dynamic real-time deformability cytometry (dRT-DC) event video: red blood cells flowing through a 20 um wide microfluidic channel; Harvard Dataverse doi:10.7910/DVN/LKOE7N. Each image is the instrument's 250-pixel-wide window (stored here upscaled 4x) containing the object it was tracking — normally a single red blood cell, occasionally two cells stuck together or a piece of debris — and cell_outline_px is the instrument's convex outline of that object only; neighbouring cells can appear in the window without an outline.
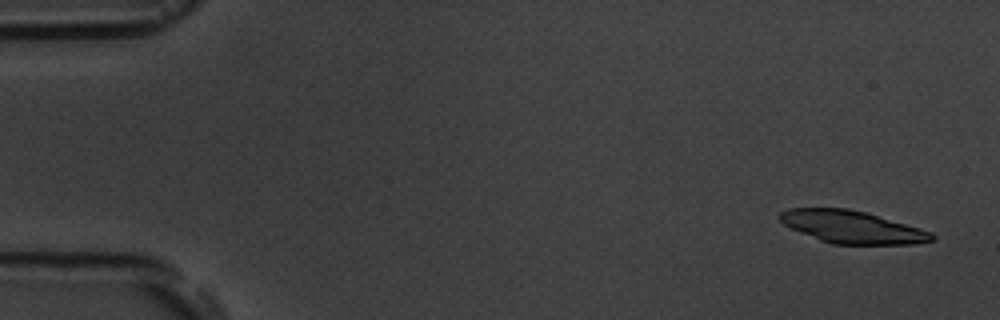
{"species": "common noctule bat (a hibernating species)", "species_latin": "Nyctalus noctula", "temperature_condition": "room temperature", "stored_images_in_passage": 5, "camera_frame_rate_fps": 3000, "um_per_image_px": 0.085, "animal": {"sex": "male", "body_mass_g": 19.5, "forearm_length_mm": 54.6}, "frame": {"image": 1, "passage_image": 1, "time_ms": 0.0, "image_size_px": [1000, 320], "cell_outline_px": [[936, 236], [932, 240], [916, 244], [832, 244], [820, 240], [800, 232], [784, 224], [776, 216], [780, 212], [788, 208], [848, 208], [864, 212], [920, 228], [932, 232]], "centroid_in_image_um": [72.4, 19.29], "position_along_channel_um": 12.6, "area_um2": 28.61}}